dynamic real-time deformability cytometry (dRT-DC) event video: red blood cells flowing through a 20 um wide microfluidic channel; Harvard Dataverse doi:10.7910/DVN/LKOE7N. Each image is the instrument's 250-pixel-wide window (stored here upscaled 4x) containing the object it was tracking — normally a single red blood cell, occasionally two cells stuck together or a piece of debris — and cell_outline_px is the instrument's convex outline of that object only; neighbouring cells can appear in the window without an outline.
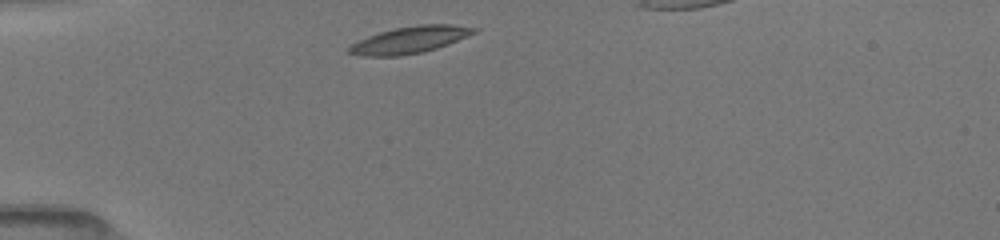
{"species": "common noctule bat (a hibernating species)", "species_latin": "Nyctalus noctula", "temperature_condition": "room temperature", "stored_images_in_passage": 2, "camera_frame_rate_fps": 3000, "um_per_image_px": 0.085, "animal": {"sex": "female", "body_mass_g": 19.5, "forearm_length_mm": 54.1}, "frame": {"image": 1, "passage_image": 1, "time_ms": 0.0, "image_size_px": [1000, 240], "cell_outline_px": [[480, 28], [476, 32], [448, 44], [424, 52], [400, 56], [360, 56], [348, 52], [348, 48], [352, 44], [368, 36], [380, 32], [396, 28], [420, 24], [452, 24]], "centroid_in_image_um": [34.86, 3.39], "position_along_channel_um": 50.1, "area_um2": 19.42}}